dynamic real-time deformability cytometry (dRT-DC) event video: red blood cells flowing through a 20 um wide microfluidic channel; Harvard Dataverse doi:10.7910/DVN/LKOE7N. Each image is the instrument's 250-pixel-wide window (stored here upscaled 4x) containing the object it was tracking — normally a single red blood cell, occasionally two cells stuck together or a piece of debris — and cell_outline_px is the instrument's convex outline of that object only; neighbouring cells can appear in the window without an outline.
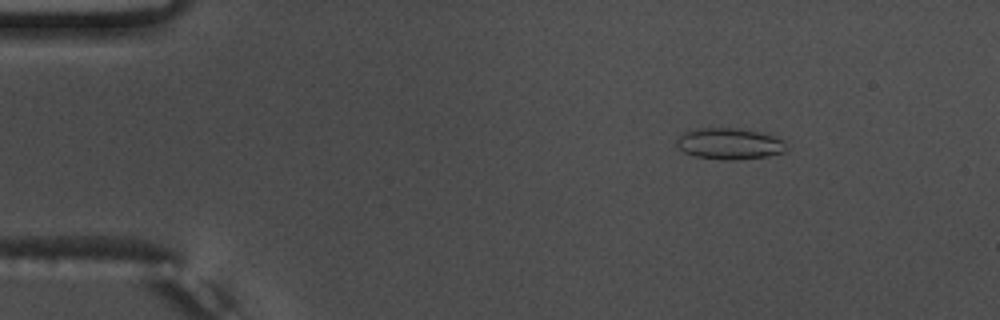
{"species": "common noctule bat (a hibernating species)", "species_latin": "Nyctalus noctula", "temperature_condition": "warm", "stored_images_in_passage": 54, "camera_frame_rate_fps": 3000, "um_per_image_px": 0.085, "animal": {"sex": "male", "body_mass_g": 17.5, "forearm_length_mm": 52.3}, "frame": {"image": 1, "passage_image": 8, "time_ms": 2.333, "image_size_px": [1000, 320], "cell_outline_px": [[784, 152], [768, 156], [736, 160], [724, 160], [696, 156], [684, 152], [676, 144], [676, 140], [684, 132], [700, 128], [732, 128], [756, 132], [772, 136], [784, 140]], "centroid_in_image_um": [61.97, 12.23], "position_along_channel_um": 23.0, "area_um2": 19.59}}
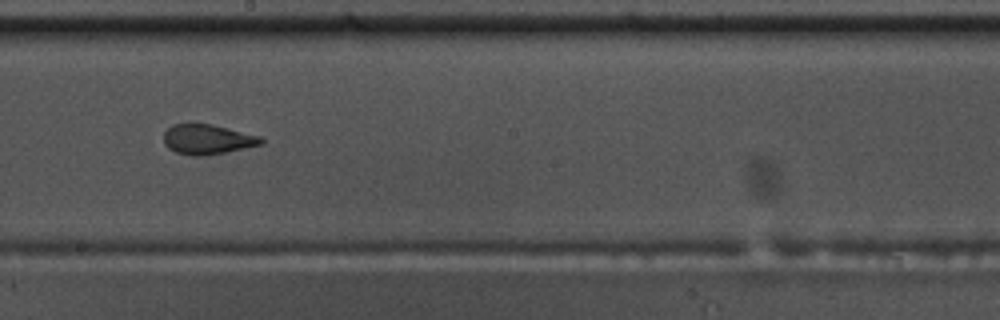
{"frame": {"image": 2, "passage_image": 31, "time_ms": 10.0, "image_size_px": [1000, 320], "cell_outline_px": [[264, 144], [204, 156], [192, 156], [176, 152], [168, 148], [164, 144], [164, 132], [172, 124], [192, 120], [212, 124], [260, 136], [264, 140]], "centroid_in_image_um": [17.58, 11.8], "position_along_channel_um": 230.6, "area_um2": 17.51}}
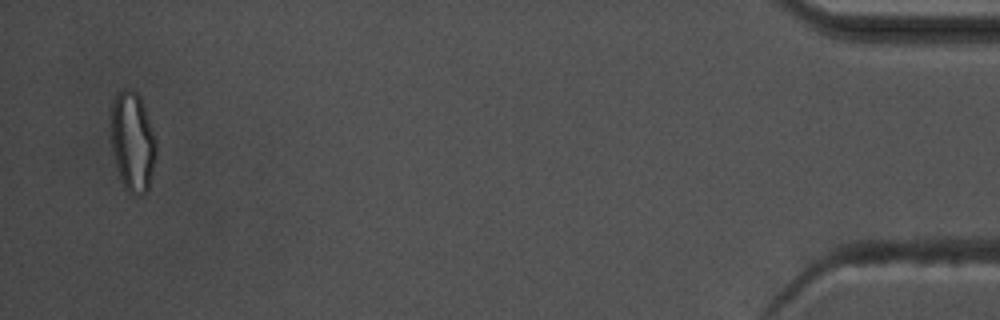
{"frame": {"image": 3, "passage_image": 53, "time_ms": 17.333, "image_size_px": [1000, 320], "cell_outline_px": [[156, 156], [148, 192], [140, 196], [136, 196], [128, 192], [124, 188], [120, 180], [112, 152], [112, 100], [116, 92], [124, 88], [132, 88], [140, 96], [156, 140]], "centroid_in_image_um": [11.27, 12.07], "position_along_channel_um": 423.9, "area_um2": 26.53}, "authors_computed_cell_mechanics": {"area_um2": 18.7272, "velocity_mm_per_s": 3.7746, "shape_relaxation_time_tau1_ms": null, "shape_relaxation_time_tau2_ms": 0.9453, "deformation_change_tau1": null, "deformation_change_tau2": 0.0709}}